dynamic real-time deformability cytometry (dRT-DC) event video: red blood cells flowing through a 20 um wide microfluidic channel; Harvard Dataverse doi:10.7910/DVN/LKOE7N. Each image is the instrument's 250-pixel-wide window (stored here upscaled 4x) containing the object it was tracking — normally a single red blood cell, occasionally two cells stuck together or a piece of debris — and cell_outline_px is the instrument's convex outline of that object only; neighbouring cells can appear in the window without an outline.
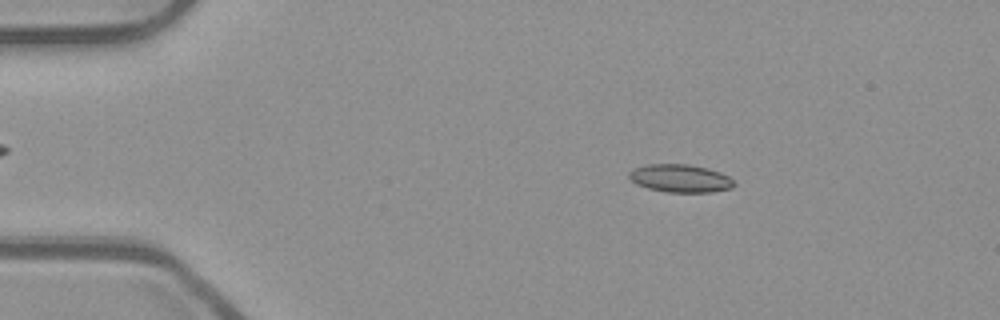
{"species": "common noctule bat (a hibernating species)", "species_latin": "Nyctalus noctula", "temperature_condition": "room temperature", "stored_images_in_passage": 46, "camera_frame_rate_fps": 3000, "um_per_image_px": 0.085, "animal": {"sex": "male", "body_mass_g": 23.1, "forearm_length_mm": 52.7}, "frame": {"image": 1, "passage_image": 2, "time_ms": 0.333, "image_size_px": [1000, 320], "cell_outline_px": [[736, 184], [732, 188], [712, 192], [668, 192], [648, 188], [636, 184], [628, 176], [628, 172], [636, 168], [648, 164], [688, 164], [708, 168], [720, 172], [728, 176]], "centroid_in_image_um": [57.84, 15.16], "position_along_channel_um": 27.2, "area_um2": 17.05}}
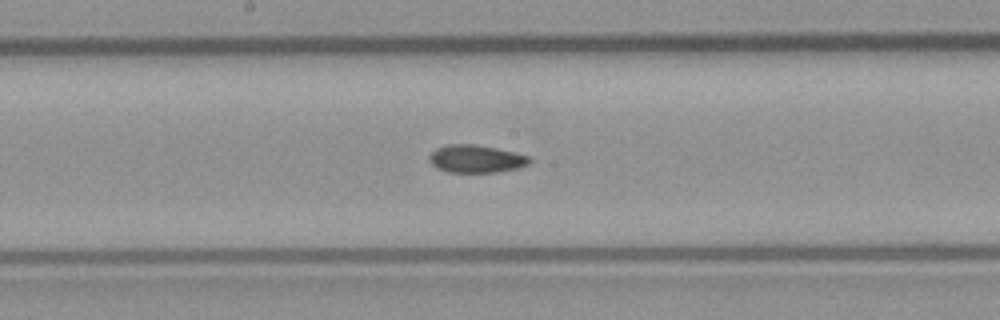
{"frame": {"image": 2, "passage_image": 21, "time_ms": 6.667, "image_size_px": [1000, 320], "cell_outline_px": [[532, 160], [528, 164], [520, 168], [496, 172], [448, 172], [436, 168], [428, 160], [428, 156], [436, 148], [448, 144], [472, 144], [496, 148], [528, 156]], "centroid_in_image_um": [40.44, 13.51], "position_along_channel_um": 207.8, "area_um2": 16.18}}
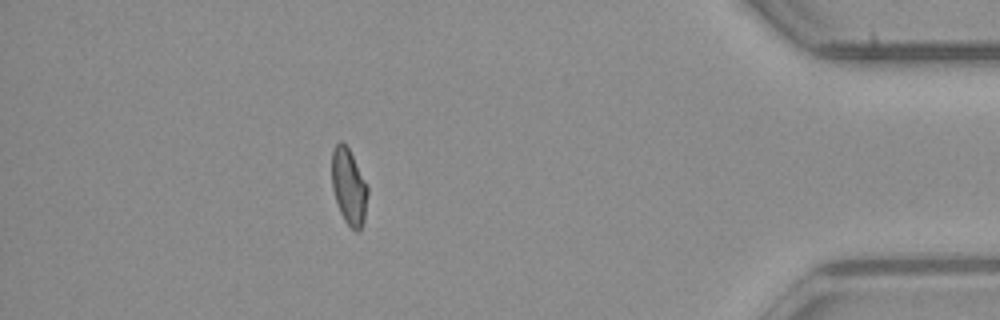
{"frame": {"image": 3, "passage_image": 40, "time_ms": 13.0, "image_size_px": [1000, 320], "cell_outline_px": [[368, 192], [364, 220], [360, 232], [356, 232], [344, 220], [340, 212], [332, 188], [332, 148], [340, 140], [348, 148], [368, 188]], "centroid_in_image_um": [29.64, 15.89], "position_along_channel_um": 405.6, "area_um2": 15.66}, "authors_computed_cell_mechanics": {"area_um2": 16.2996, "velocity_mm_per_s": 3.9083, "shape_relaxation_time_tau1_ms": null, "shape_relaxation_time_tau2_ms": 3.2597, "deformation_change_tau1": null, "deformation_change_tau2": 0.086}}